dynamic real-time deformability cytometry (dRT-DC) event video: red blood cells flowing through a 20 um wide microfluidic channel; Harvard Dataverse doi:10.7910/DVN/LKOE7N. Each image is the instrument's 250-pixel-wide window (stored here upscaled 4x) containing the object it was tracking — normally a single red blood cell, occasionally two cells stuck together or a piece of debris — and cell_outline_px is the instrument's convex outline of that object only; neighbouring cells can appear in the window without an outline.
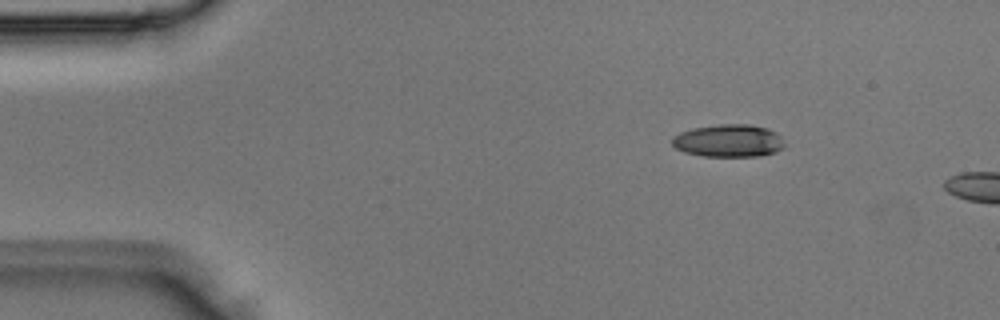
{"species": "Egyptian fruit bat (a non-hibernating species)", "species_latin": "Rousettus aegyptiacus", "temperature_condition": "room temperature", "stored_images_in_passage": 3, "camera_frame_rate_fps": 3000, "um_per_image_px": 0.085, "animal": {"sex": "male"}, "frame": {"image": 1, "passage_image": 2, "time_ms": 0.333, "image_size_px": [1000, 320], "cell_outline_px": [[784, 148], [776, 152], [760, 156], [700, 156], [684, 152], [676, 148], [672, 144], [672, 136], [680, 132], [692, 128], [720, 124], [748, 124], [768, 128], [776, 132], [780, 136], [784, 144]], "centroid_in_image_um": [61.93, 11.96], "position_along_channel_um": 23.1, "area_um2": 21.56}}